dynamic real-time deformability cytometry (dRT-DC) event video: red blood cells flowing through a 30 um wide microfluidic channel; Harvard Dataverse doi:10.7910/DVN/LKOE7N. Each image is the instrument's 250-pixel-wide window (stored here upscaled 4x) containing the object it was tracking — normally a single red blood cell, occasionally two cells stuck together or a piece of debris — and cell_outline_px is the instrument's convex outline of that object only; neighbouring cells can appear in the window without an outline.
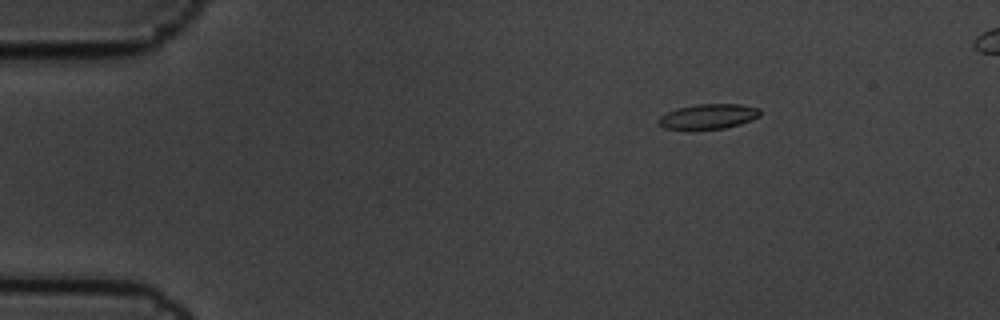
{"species": "common noctule bat (a hibernating species)", "species_latin": "Nyctalus noctula", "temperature_condition": "cold", "stored_images_in_passage": 5, "camera_frame_rate_fps": 3000, "um_per_image_px": 0.085, "animal": {"sex": "male", "body_mass_g": 19.5, "forearm_length_mm": 54.6}, "frame": {"image": 1, "passage_image": 1, "time_ms": 0.0, "image_size_px": [1000, 320], "cell_outline_px": [[760, 116], [752, 120], [740, 124], [724, 128], [664, 128], [656, 124], [656, 120], [660, 116], [676, 108], [696, 104], [740, 104], [760, 108]], "centroid_in_image_um": [60.2, 9.88], "position_along_channel_um": 24.8, "area_um2": 14.68}}